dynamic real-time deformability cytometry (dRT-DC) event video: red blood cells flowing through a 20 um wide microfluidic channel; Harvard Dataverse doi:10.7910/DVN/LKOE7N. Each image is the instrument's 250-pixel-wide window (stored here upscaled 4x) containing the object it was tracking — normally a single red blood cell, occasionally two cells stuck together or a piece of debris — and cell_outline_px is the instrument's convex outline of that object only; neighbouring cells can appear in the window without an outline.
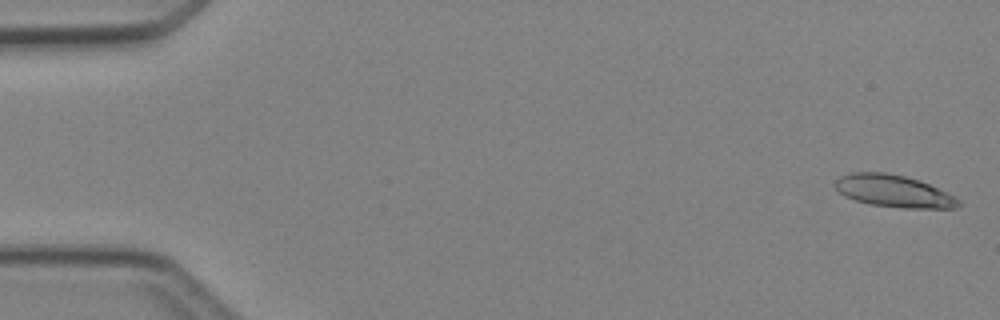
{"species": "Egyptian fruit bat (a non-hibernating species)", "species_latin": "Rousettus aegyptiacus", "temperature_condition": "cold", "stored_images_in_passage": 5, "camera_frame_rate_fps": 3000, "um_per_image_px": 0.085, "animal": {"sex": "female"}, "frame": {"image": 1, "passage_image": 1, "time_ms": 0.0, "image_size_px": [1000, 320], "cell_outline_px": [[964, 204], [956, 208], [900, 208], [872, 204], [856, 200], [844, 196], [832, 184], [840, 176], [852, 172], [884, 172], [904, 176], [928, 184], [956, 196]], "centroid_in_image_um": [75.98, 16.25], "position_along_channel_um": 9.0, "area_um2": 23.12}}